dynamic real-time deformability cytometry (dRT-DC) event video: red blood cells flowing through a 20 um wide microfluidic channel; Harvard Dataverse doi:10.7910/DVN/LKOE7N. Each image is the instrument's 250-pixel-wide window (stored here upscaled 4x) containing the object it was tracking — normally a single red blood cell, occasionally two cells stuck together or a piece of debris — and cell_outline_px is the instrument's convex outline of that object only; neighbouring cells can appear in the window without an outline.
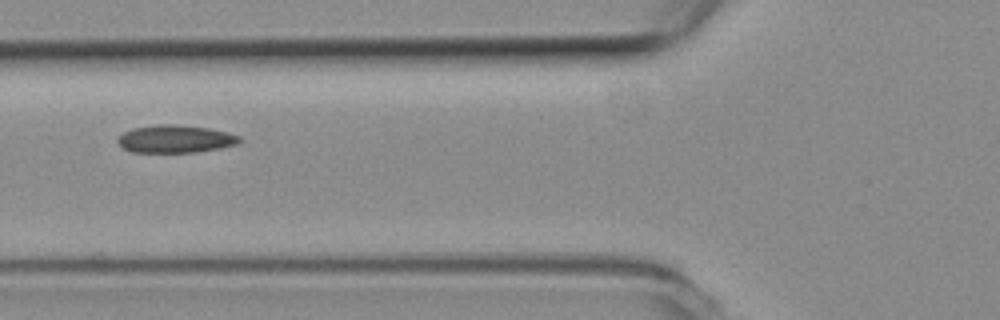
{"species": "common noctule bat (a hibernating species)", "species_latin": "Nyctalus noctula", "temperature_condition": "room temperature", "stored_images_in_passage": 8, "camera_frame_rate_fps": 3000, "um_per_image_px": 0.085, "animal": {"sex": "female", "body_mass_g": 19.3, "forearm_length_mm": 54.1}, "frame": {"image": 1, "passage_image": 5, "time_ms": 1.333, "image_size_px": [1000, 320], "cell_outline_px": [[244, 140], [240, 144], [220, 148], [196, 152], [132, 152], [124, 148], [116, 140], [124, 132], [132, 128], [160, 124], [176, 124], [208, 128], [228, 132], [240, 136]], "centroid_in_image_um": [14.97, 11.81], "position_along_channel_um": 110.8, "area_um2": 19.77}}
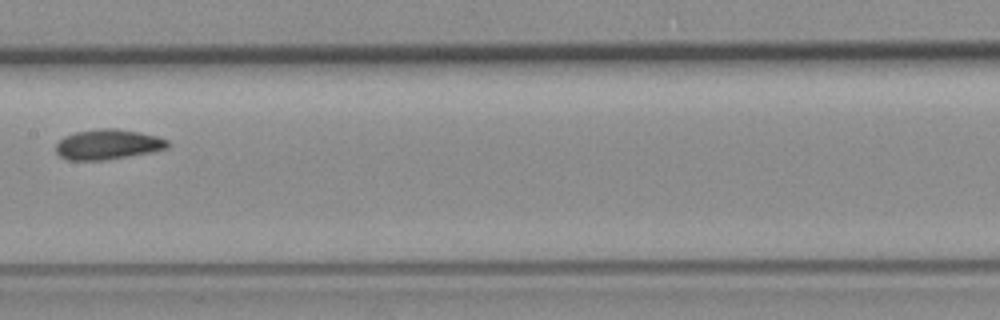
{"frame": {"image": 2, "passage_image": 7, "time_ms": 2.0, "image_size_px": [1000, 320], "cell_outline_px": [[172, 144], [168, 148], [152, 152], [104, 160], [68, 160], [60, 156], [56, 152], [56, 144], [64, 136], [76, 132], [100, 128], [116, 128], [140, 132], [156, 136], [168, 140]], "centroid_in_image_um": [9.19, 12.27], "position_along_channel_um": 198.2, "area_um2": 19.71}}
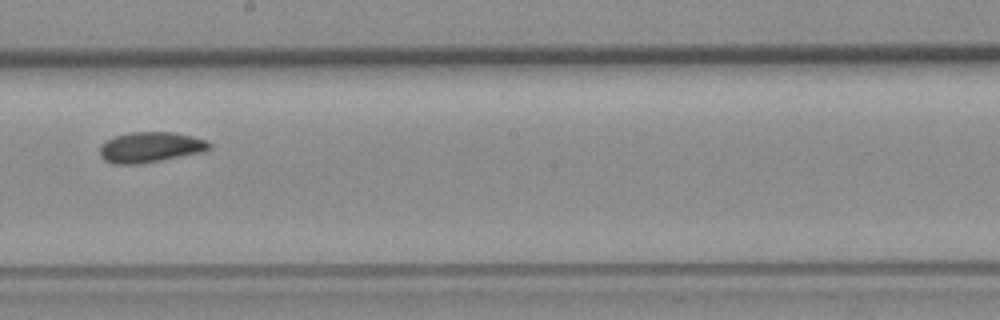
{"frame": {"image": 3, "passage_image": 8, "time_ms": 2.333, "image_size_px": [1000, 320], "cell_outline_px": [[212, 148], [200, 152], [140, 164], [112, 164], [104, 160], [100, 156], [100, 144], [116, 136], [128, 132], [172, 132], [192, 136], [204, 140], [212, 144]], "centroid_in_image_um": [12.74, 12.51], "position_along_channel_um": 235.5, "area_um2": 19.31}}